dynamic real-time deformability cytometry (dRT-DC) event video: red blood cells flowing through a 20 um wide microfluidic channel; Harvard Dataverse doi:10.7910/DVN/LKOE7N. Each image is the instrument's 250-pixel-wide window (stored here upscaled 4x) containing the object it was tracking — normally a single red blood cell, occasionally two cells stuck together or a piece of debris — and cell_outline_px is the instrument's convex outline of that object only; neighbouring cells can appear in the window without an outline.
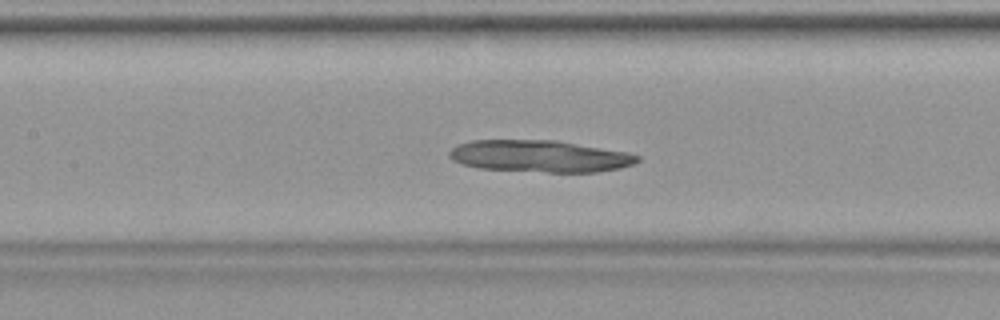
{"species": "common noctule bat (a hibernating species)", "species_latin": "Nyctalus noctula", "temperature_condition": "warm", "stored_images_in_passage": 40, "camera_frame_rate_fps": 3000, "um_per_image_px": 0.085, "animal": {"sex": "female", "body_mass_g": 19.9}, "frame": {"image": 1, "passage_image": 18, "time_ms": 5.667, "image_size_px": [1000, 320], "cell_outline_px": [[640, 160], [632, 164], [620, 168], [596, 172], [548, 172], [480, 168], [464, 164], [452, 160], [448, 156], [448, 152], [456, 144], [472, 140], [556, 140], [628, 152], [640, 156]], "centroid_in_image_um": [45.87, 13.27], "position_along_channel_um": 161.5, "area_um2": 34.97}}